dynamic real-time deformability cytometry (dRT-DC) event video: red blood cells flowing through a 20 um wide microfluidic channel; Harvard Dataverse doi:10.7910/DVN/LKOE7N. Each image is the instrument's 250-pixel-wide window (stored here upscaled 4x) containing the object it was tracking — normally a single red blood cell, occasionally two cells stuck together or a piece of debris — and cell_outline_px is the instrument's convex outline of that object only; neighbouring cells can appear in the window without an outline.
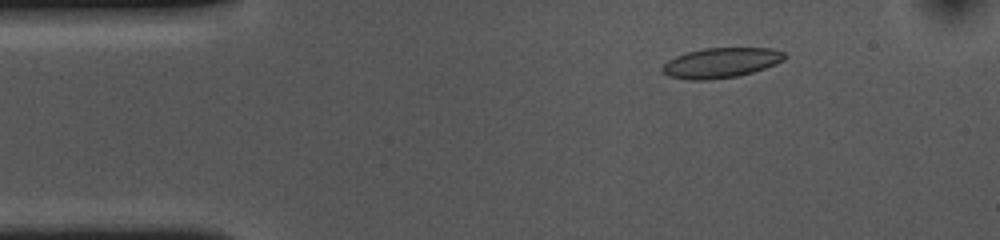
{"species": "common noctule bat (a hibernating species)", "species_latin": "Nyctalus noctula", "temperature_condition": "cold", "stored_images_in_passage": 54, "camera_frame_rate_fps": 3000, "um_per_image_px": 0.085, "animal": {"sex": "female", "body_mass_g": 10.0, "forearm_length_mm": 53.1}, "frame": {"image": 1, "passage_image": 7, "time_ms": 2.0, "image_size_px": [1000, 240], "cell_outline_px": [[788, 56], [784, 60], [776, 64], [752, 72], [736, 76], [708, 80], [688, 80], [668, 76], [660, 68], [668, 60], [676, 56], [688, 52], [704, 48], [772, 48], [784, 52]], "centroid_in_image_um": [61.29, 5.33], "position_along_channel_um": 23.7, "area_um2": 21.39}}
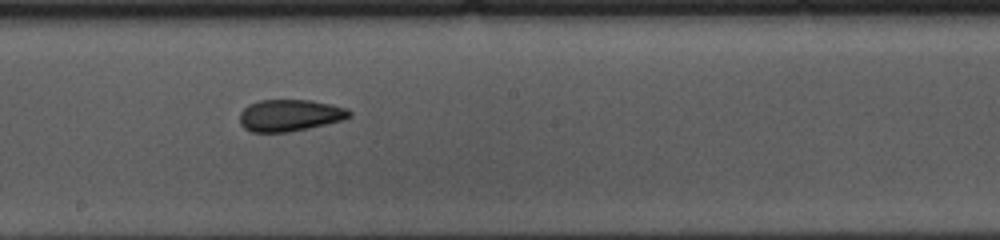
{"frame": {"image": 2, "passage_image": 28, "time_ms": 9.0, "image_size_px": [1000, 240], "cell_outline_px": [[352, 116], [340, 120], [308, 128], [288, 132], [252, 132], [244, 128], [240, 124], [240, 112], [248, 104], [260, 100], [312, 100], [332, 104], [348, 108], [352, 112]], "centroid_in_image_um": [24.63, 9.79], "position_along_channel_um": 223.6, "area_um2": 20.35}}
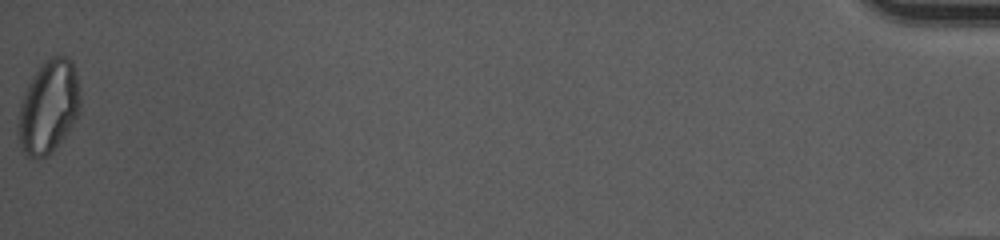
{"frame": {"image": 3, "passage_image": 54, "time_ms": 17.667, "image_size_px": [1000, 240], "cell_outline_px": [[80, 112], [64, 136], [44, 156], [28, 156], [20, 148], [16, 132], [16, 124], [20, 104], [28, 84], [32, 76], [52, 56], [68, 56], [72, 60], [76, 72], [80, 96]], "centroid_in_image_um": [4.11, 9.06], "position_along_channel_um": 431.1, "area_um2": 33.23}, "authors_computed_cell_mechanics": {"area_um2": 21.2704, "velocity_mm_per_s": 3.6135, "shape_relaxation_time_tau1_ms": 8.1955, "shape_relaxation_time_tau2_ms": 2.0626, "deformation_change_tau1": 0.1525, "deformation_change_tau2": 0.0758}}